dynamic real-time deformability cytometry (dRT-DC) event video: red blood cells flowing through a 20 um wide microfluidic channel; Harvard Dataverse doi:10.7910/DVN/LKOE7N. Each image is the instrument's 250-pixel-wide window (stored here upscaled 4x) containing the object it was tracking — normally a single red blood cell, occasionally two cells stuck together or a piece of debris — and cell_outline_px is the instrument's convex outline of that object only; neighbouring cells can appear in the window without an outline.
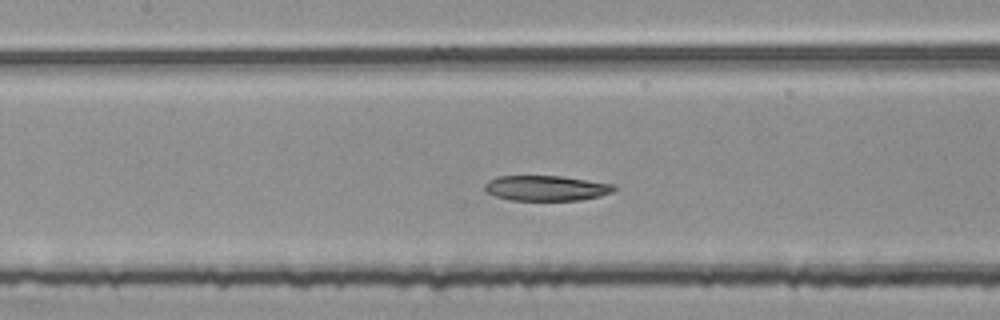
{"species": "common noctule bat (a hibernating species)", "species_latin": "Nyctalus noctula", "temperature_condition": "room temperature", "stored_images_in_passage": 47, "segment_of_instrument_passage": [2, 2], "camera_frame_rate_fps": 3000, "um_per_image_px": 0.085, "animal": {"sex": "female", "body_mass_g": 25.1}, "frame": {"image": 1, "passage_image": 21, "time_ms": 6.667, "image_size_px": [1000, 320], "cell_outline_px": [[616, 188], [612, 192], [600, 196], [580, 200], [512, 200], [496, 196], [484, 192], [484, 184], [488, 180], [496, 176], [560, 176], [616, 184]], "centroid_in_image_um": [46.41, 15.98], "position_along_channel_um": 161.0, "area_um2": 19.13}}
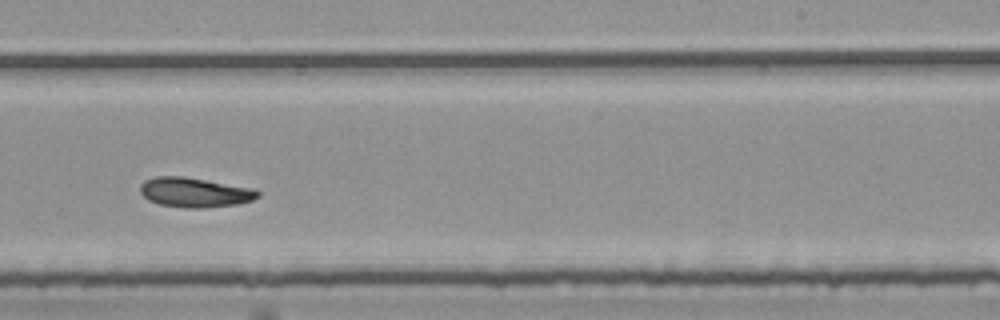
{"frame": {"image": 2, "passage_image": 30, "time_ms": 9.667, "image_size_px": [1000, 320], "cell_outline_px": [[260, 196], [252, 200], [236, 204], [208, 208], [184, 208], [160, 204], [148, 200], [140, 192], [140, 184], [144, 180], [156, 176], [184, 176], [248, 188], [260, 192]], "centroid_in_image_um": [16.49, 16.36], "position_along_channel_um": 272.5, "area_um2": 20.17}}
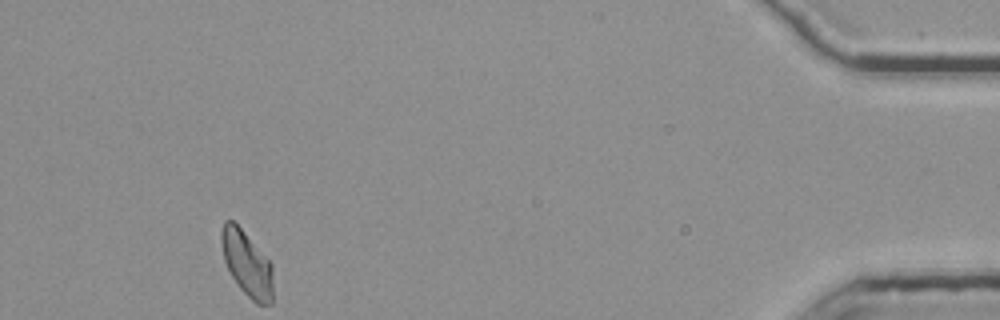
{"frame": {"image": 3, "passage_image": 47, "time_ms": 15.333, "image_size_px": [1000, 320], "cell_outline_px": [[272, 304], [256, 304], [236, 284], [224, 260], [220, 240], [220, 232], [224, 220], [232, 220], [244, 232], [272, 264]], "centroid_in_image_um": [20.97, 22.41], "position_along_channel_um": 414.2, "area_um2": 19.42}}